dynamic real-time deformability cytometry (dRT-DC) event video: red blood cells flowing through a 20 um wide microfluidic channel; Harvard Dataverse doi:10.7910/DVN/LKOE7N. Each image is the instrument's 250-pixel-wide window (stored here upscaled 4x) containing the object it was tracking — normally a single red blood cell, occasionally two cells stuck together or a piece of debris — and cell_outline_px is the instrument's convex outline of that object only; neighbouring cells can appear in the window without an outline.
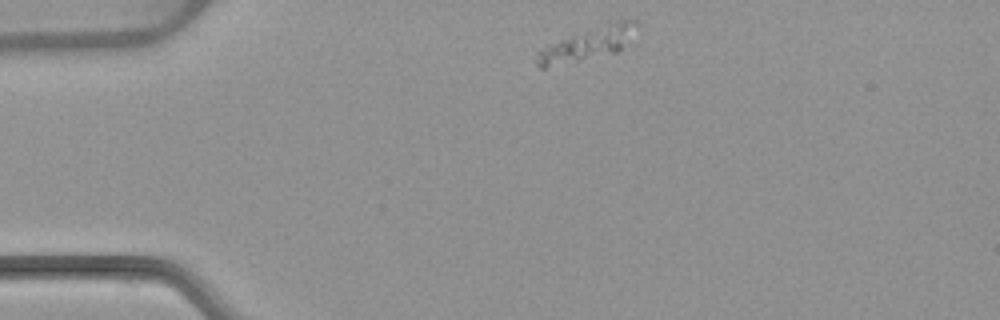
{"species": "common noctule bat (a hibernating species)", "species_latin": "Nyctalus noctula", "temperature_condition": "warm", "stored_images_in_passage": 2, "camera_frame_rate_fps": 3000, "um_per_image_px": 0.085, "animal": {"sex": "female", "body_mass_g": 22.7, "forearm_length_mm": 54.2}, "frame": {"image": 1, "passage_image": 1, "time_ms": 0.0, "image_size_px": [1000, 320], "cell_outline_px": [[640, 24], [620, 48], [616, 52], [544, 68], [540, 68], [532, 60], [536, 52], [560, 40], [612, 20], [636, 20]], "centroid_in_image_um": [49.9, 3.73], "position_along_channel_um": 35.1, "area_um2": 18.55}}